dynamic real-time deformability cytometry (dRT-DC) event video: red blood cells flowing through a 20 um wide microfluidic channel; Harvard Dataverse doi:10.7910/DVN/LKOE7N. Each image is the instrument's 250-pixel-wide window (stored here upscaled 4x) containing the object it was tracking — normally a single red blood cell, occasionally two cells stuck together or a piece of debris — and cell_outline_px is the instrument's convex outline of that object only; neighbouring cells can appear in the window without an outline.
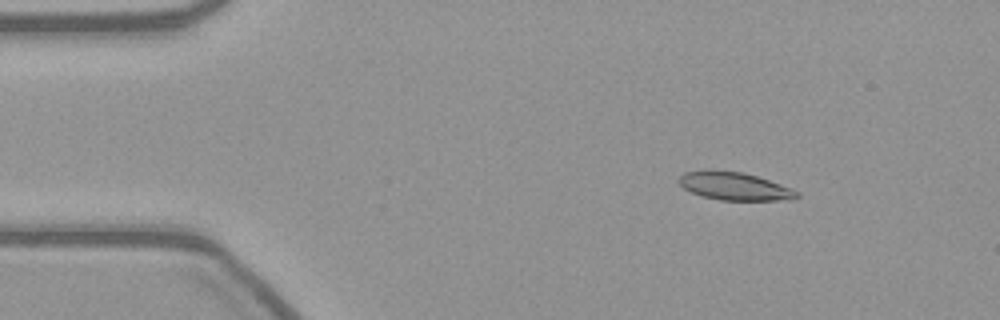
{"species": "common noctule bat (a hibernating species)", "species_latin": "Nyctalus noctula", "temperature_condition": "warm", "stored_images_in_passage": 51, "camera_frame_rate_fps": 3000, "um_per_image_px": 0.085, "animal": {"sex": "female", "body_mass_g": 21.9}, "frame": {"image": 1, "passage_image": 3, "time_ms": 0.667, "image_size_px": [1000, 320], "cell_outline_px": [[800, 196], [776, 200], [720, 200], [704, 196], [692, 192], [684, 188], [676, 180], [684, 172], [744, 172], [792, 188], [800, 192]], "centroid_in_image_um": [62.45, 15.85], "position_along_channel_um": 22.5, "area_um2": 18.44}}
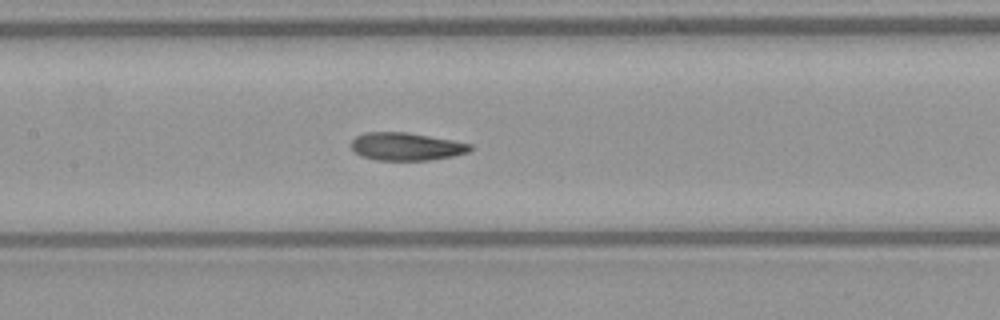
{"frame": {"image": 2, "passage_image": 21, "time_ms": 6.667, "image_size_px": [1000, 320], "cell_outline_px": [[472, 148], [468, 152], [452, 156], [428, 160], [376, 160], [360, 156], [352, 148], [352, 140], [356, 136], [364, 132], [408, 132], [452, 140], [472, 144]], "centroid_in_image_um": [34.52, 12.45], "position_along_channel_um": 172.9, "area_um2": 19.25}}
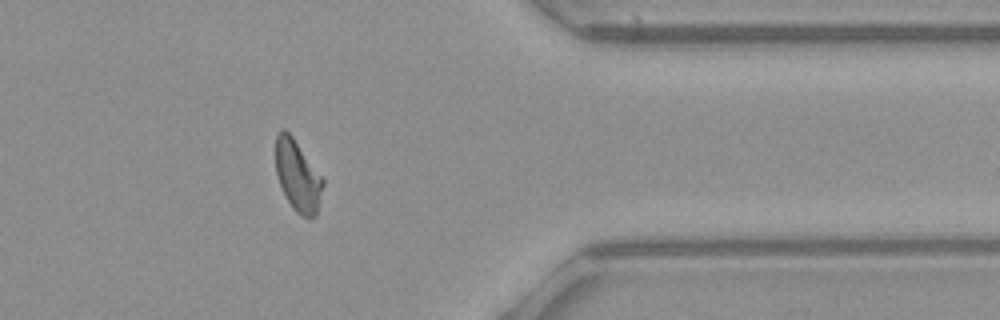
{"frame": {"image": 3, "passage_image": 40, "time_ms": 13.0, "image_size_px": [1000, 320], "cell_outline_px": [[324, 184], [316, 216], [308, 220], [300, 216], [292, 208], [276, 176], [276, 136], [280, 128], [284, 128], [292, 136], [324, 176]], "centroid_in_image_um": [25.34, 14.96], "position_along_channel_um": 386.1, "area_um2": 20.0}}